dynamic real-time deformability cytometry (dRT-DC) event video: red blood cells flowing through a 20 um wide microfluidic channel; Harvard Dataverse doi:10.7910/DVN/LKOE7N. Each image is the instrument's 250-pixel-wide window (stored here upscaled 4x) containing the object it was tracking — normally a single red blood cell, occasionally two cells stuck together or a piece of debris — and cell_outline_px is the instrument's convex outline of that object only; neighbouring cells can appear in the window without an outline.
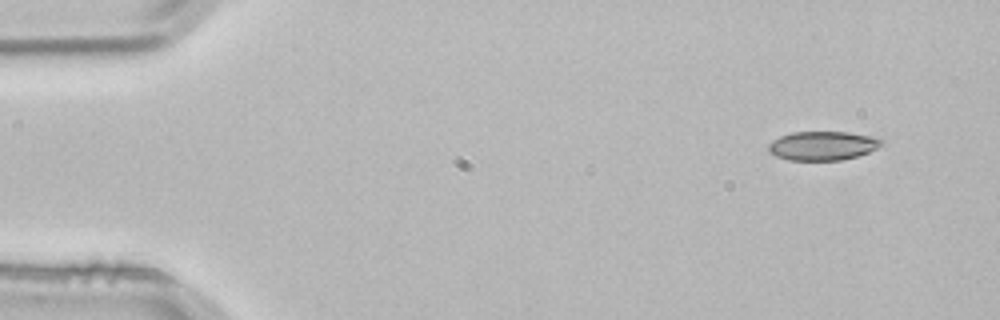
{"species": "common noctule bat (a hibernating species)", "species_latin": "Nyctalus noctula", "temperature_condition": "room temperature", "stored_images_in_passage": 3, "camera_frame_rate_fps": 3000, "um_per_image_px": 0.085, "animal": {"sex": "male", "body_mass_g": 21.5, "forearm_length_mm": 52.0}, "frame": {"image": 1, "passage_image": 1, "time_ms": 0.0, "image_size_px": [1000, 320], "cell_outline_px": [[884, 144], [868, 152], [856, 156], [840, 160], [788, 160], [776, 156], [768, 152], [768, 144], [772, 140], [780, 136], [792, 132], [848, 132], [872, 136], [884, 140]], "centroid_in_image_um": [69.91, 12.38], "position_along_channel_um": 15.1, "area_um2": 19.13}}